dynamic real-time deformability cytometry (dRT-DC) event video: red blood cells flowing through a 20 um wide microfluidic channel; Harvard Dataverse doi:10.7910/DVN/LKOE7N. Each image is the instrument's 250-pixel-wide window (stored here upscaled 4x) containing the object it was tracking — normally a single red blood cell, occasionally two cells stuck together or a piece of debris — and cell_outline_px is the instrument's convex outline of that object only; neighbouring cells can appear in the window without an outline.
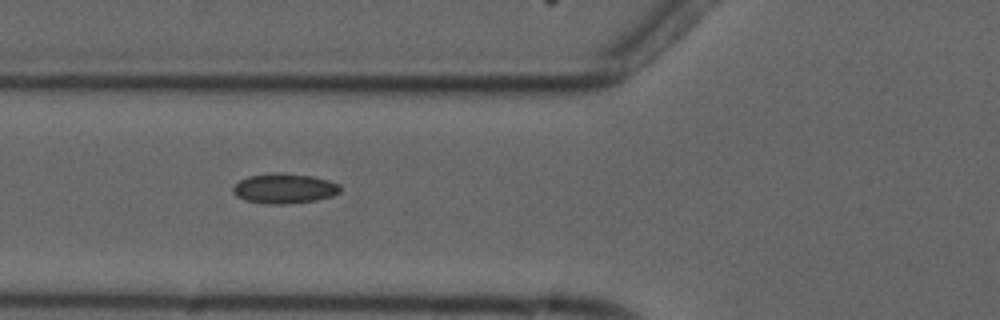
{"species": "common noctule bat (a hibernating species)", "species_latin": "Nyctalus noctula", "temperature_condition": "cold", "stored_images_in_passage": 6, "camera_frame_rate_fps": 3000, "um_per_image_px": 0.085, "animal": {"sex": "male", "forearm_length_mm": 52.5}, "frame": {"image": 1, "passage_image": 3, "time_ms": 2.333, "image_size_px": [1000, 320], "cell_outline_px": [[340, 192], [332, 196], [316, 200], [288, 204], [264, 204], [244, 200], [236, 196], [232, 192], [232, 188], [240, 180], [248, 176], [272, 172], [280, 172], [312, 176], [328, 180], [340, 184]], "centroid_in_image_um": [24.15, 16.02], "position_along_channel_um": 101.7, "area_um2": 18.96}}
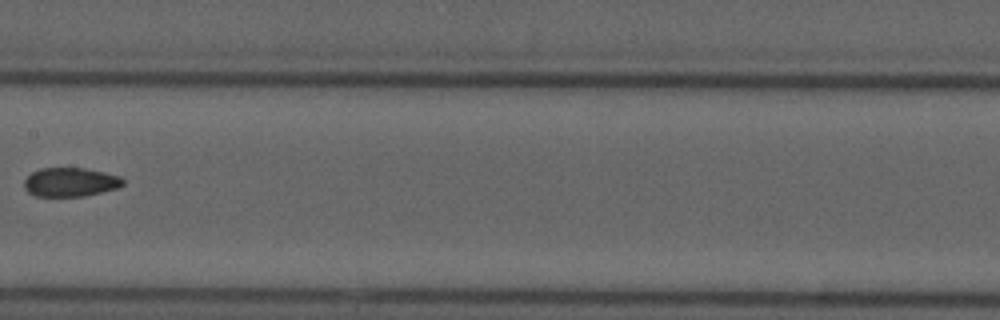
{"frame": {"image": 2, "passage_image": 5, "time_ms": 5.0, "image_size_px": [1000, 320], "cell_outline_px": [[124, 184], [116, 188], [84, 196], [36, 196], [28, 192], [24, 188], [24, 180], [32, 172], [40, 168], [84, 168], [104, 172], [120, 176], [124, 180]], "centroid_in_image_um": [5.96, 15.47], "position_along_channel_um": 201.4, "area_um2": 16.59}}
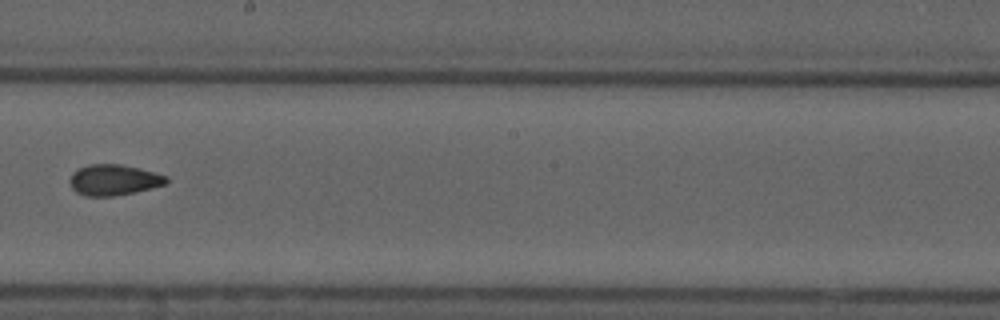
{"frame": {"image": 3, "passage_image": 6, "time_ms": 6.0, "image_size_px": [1000, 320], "cell_outline_px": [[168, 180], [164, 184], [132, 192], [112, 196], [84, 196], [76, 192], [72, 188], [68, 180], [72, 172], [88, 164], [120, 164], [140, 168], [168, 176]], "centroid_in_image_um": [9.62, 15.28], "position_along_channel_um": 238.6, "area_um2": 17.22}}